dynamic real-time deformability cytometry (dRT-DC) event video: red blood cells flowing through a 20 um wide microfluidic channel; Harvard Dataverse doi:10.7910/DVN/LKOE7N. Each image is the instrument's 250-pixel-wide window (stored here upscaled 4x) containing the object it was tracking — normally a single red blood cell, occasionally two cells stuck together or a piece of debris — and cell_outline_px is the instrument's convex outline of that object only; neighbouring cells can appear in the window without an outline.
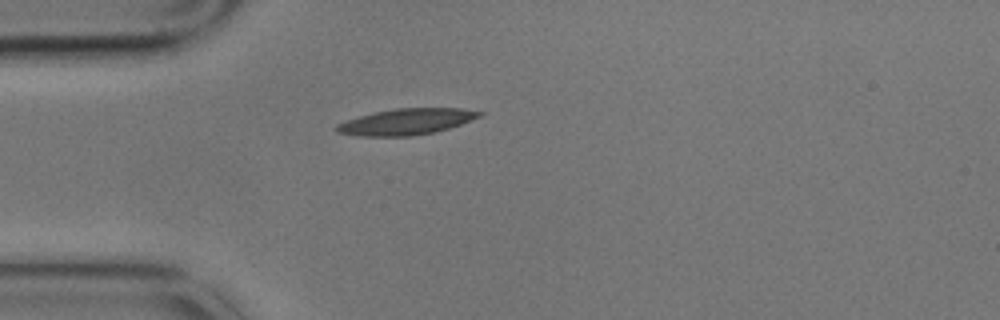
{"species": "common noctule bat (a hibernating species)", "species_latin": "Nyctalus noctula", "temperature_condition": "cold", "stored_images_in_passage": 4, "camera_frame_rate_fps": 3000, "um_per_image_px": 0.085, "animal": {"sex": "male", "body_mass_g": 17.9}, "frame": {"image": 1, "passage_image": 4, "time_ms": 1.0, "image_size_px": [1000, 320], "cell_outline_px": [[484, 112], [480, 116], [460, 124], [448, 128], [432, 132], [412, 136], [356, 136], [336, 132], [336, 124], [372, 112], [396, 108], [460, 108]], "centroid_in_image_um": [34.5, 10.34], "position_along_channel_um": 50.5, "area_um2": 21.56}}